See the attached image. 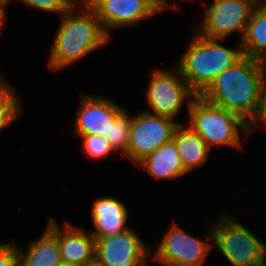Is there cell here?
<instances>
[{"label": "cell", "mask_w": 266, "mask_h": 266, "mask_svg": "<svg viewBox=\"0 0 266 266\" xmlns=\"http://www.w3.org/2000/svg\"><path fill=\"white\" fill-rule=\"evenodd\" d=\"M53 38L47 63L53 70L75 64L111 40L95 11L84 0H77L61 15Z\"/></svg>", "instance_id": "1"}, {"label": "cell", "mask_w": 266, "mask_h": 266, "mask_svg": "<svg viewBox=\"0 0 266 266\" xmlns=\"http://www.w3.org/2000/svg\"><path fill=\"white\" fill-rule=\"evenodd\" d=\"M265 68V62L244 55L220 73L201 96L213 105L235 113L250 125L260 108Z\"/></svg>", "instance_id": "2"}, {"label": "cell", "mask_w": 266, "mask_h": 266, "mask_svg": "<svg viewBox=\"0 0 266 266\" xmlns=\"http://www.w3.org/2000/svg\"><path fill=\"white\" fill-rule=\"evenodd\" d=\"M222 40L226 39L207 38L195 30L191 43L176 63L175 67L197 95L244 56L239 41L237 47L230 49L221 45Z\"/></svg>", "instance_id": "3"}, {"label": "cell", "mask_w": 266, "mask_h": 266, "mask_svg": "<svg viewBox=\"0 0 266 266\" xmlns=\"http://www.w3.org/2000/svg\"><path fill=\"white\" fill-rule=\"evenodd\" d=\"M188 110L189 126L211 149L230 146L241 149V137L250 136L249 124L235 113L213 105L197 95ZM241 132H240V131Z\"/></svg>", "instance_id": "4"}, {"label": "cell", "mask_w": 266, "mask_h": 266, "mask_svg": "<svg viewBox=\"0 0 266 266\" xmlns=\"http://www.w3.org/2000/svg\"><path fill=\"white\" fill-rule=\"evenodd\" d=\"M212 243L231 266H263L266 263V244L228 212L218 221H210Z\"/></svg>", "instance_id": "5"}, {"label": "cell", "mask_w": 266, "mask_h": 266, "mask_svg": "<svg viewBox=\"0 0 266 266\" xmlns=\"http://www.w3.org/2000/svg\"><path fill=\"white\" fill-rule=\"evenodd\" d=\"M149 78L146 102L152 112L145 110L147 113L176 120L184 102L189 109L192 100L197 96L175 66L169 71L155 67Z\"/></svg>", "instance_id": "6"}, {"label": "cell", "mask_w": 266, "mask_h": 266, "mask_svg": "<svg viewBox=\"0 0 266 266\" xmlns=\"http://www.w3.org/2000/svg\"><path fill=\"white\" fill-rule=\"evenodd\" d=\"M207 5L203 22L197 25L195 30L207 38L219 39L240 33V42L258 3L256 0H212V3Z\"/></svg>", "instance_id": "7"}, {"label": "cell", "mask_w": 266, "mask_h": 266, "mask_svg": "<svg viewBox=\"0 0 266 266\" xmlns=\"http://www.w3.org/2000/svg\"><path fill=\"white\" fill-rule=\"evenodd\" d=\"M179 123L182 122L145 111L132 115L129 142L123 156L137 165L164 143L172 140Z\"/></svg>", "instance_id": "8"}, {"label": "cell", "mask_w": 266, "mask_h": 266, "mask_svg": "<svg viewBox=\"0 0 266 266\" xmlns=\"http://www.w3.org/2000/svg\"><path fill=\"white\" fill-rule=\"evenodd\" d=\"M207 231L203 240L187 233L175 222L172 223L162 236V241L157 244V250H154L151 260L178 266H203L212 247L211 228Z\"/></svg>", "instance_id": "9"}, {"label": "cell", "mask_w": 266, "mask_h": 266, "mask_svg": "<svg viewBox=\"0 0 266 266\" xmlns=\"http://www.w3.org/2000/svg\"><path fill=\"white\" fill-rule=\"evenodd\" d=\"M95 238V256L104 266H147L152 254L131 227L121 234ZM152 248V249H151Z\"/></svg>", "instance_id": "10"}, {"label": "cell", "mask_w": 266, "mask_h": 266, "mask_svg": "<svg viewBox=\"0 0 266 266\" xmlns=\"http://www.w3.org/2000/svg\"><path fill=\"white\" fill-rule=\"evenodd\" d=\"M74 119V135L96 134L110 142L111 125L126 111L107 96L81 94Z\"/></svg>", "instance_id": "11"}, {"label": "cell", "mask_w": 266, "mask_h": 266, "mask_svg": "<svg viewBox=\"0 0 266 266\" xmlns=\"http://www.w3.org/2000/svg\"><path fill=\"white\" fill-rule=\"evenodd\" d=\"M96 13L104 30L135 26L160 13L158 0H84Z\"/></svg>", "instance_id": "12"}, {"label": "cell", "mask_w": 266, "mask_h": 266, "mask_svg": "<svg viewBox=\"0 0 266 266\" xmlns=\"http://www.w3.org/2000/svg\"><path fill=\"white\" fill-rule=\"evenodd\" d=\"M91 220L94 230L89 232L94 237H110L129 229L127 226L128 209L116 198L107 196L96 198L91 206Z\"/></svg>", "instance_id": "13"}, {"label": "cell", "mask_w": 266, "mask_h": 266, "mask_svg": "<svg viewBox=\"0 0 266 266\" xmlns=\"http://www.w3.org/2000/svg\"><path fill=\"white\" fill-rule=\"evenodd\" d=\"M19 254V266H62L57 239V222L50 216L45 230L29 247L23 250L16 244Z\"/></svg>", "instance_id": "14"}, {"label": "cell", "mask_w": 266, "mask_h": 266, "mask_svg": "<svg viewBox=\"0 0 266 266\" xmlns=\"http://www.w3.org/2000/svg\"><path fill=\"white\" fill-rule=\"evenodd\" d=\"M57 239L64 265H83L95 256V238L83 227L64 222L63 228L57 224Z\"/></svg>", "instance_id": "15"}, {"label": "cell", "mask_w": 266, "mask_h": 266, "mask_svg": "<svg viewBox=\"0 0 266 266\" xmlns=\"http://www.w3.org/2000/svg\"><path fill=\"white\" fill-rule=\"evenodd\" d=\"M137 167L144 168L149 177L159 180H175L188 174L184 170L173 139L145 157L137 164Z\"/></svg>", "instance_id": "16"}, {"label": "cell", "mask_w": 266, "mask_h": 266, "mask_svg": "<svg viewBox=\"0 0 266 266\" xmlns=\"http://www.w3.org/2000/svg\"><path fill=\"white\" fill-rule=\"evenodd\" d=\"M173 140L187 173L203 167L207 162L211 149L188 124L179 123L174 130Z\"/></svg>", "instance_id": "17"}, {"label": "cell", "mask_w": 266, "mask_h": 266, "mask_svg": "<svg viewBox=\"0 0 266 266\" xmlns=\"http://www.w3.org/2000/svg\"><path fill=\"white\" fill-rule=\"evenodd\" d=\"M243 54L266 63V4H258L240 41Z\"/></svg>", "instance_id": "18"}, {"label": "cell", "mask_w": 266, "mask_h": 266, "mask_svg": "<svg viewBox=\"0 0 266 266\" xmlns=\"http://www.w3.org/2000/svg\"><path fill=\"white\" fill-rule=\"evenodd\" d=\"M15 89L6 80L0 84V132L22 115L21 98Z\"/></svg>", "instance_id": "19"}, {"label": "cell", "mask_w": 266, "mask_h": 266, "mask_svg": "<svg viewBox=\"0 0 266 266\" xmlns=\"http://www.w3.org/2000/svg\"><path fill=\"white\" fill-rule=\"evenodd\" d=\"M132 116L127 110L111 125L110 144L115 151H121L124 154L127 151L129 142Z\"/></svg>", "instance_id": "20"}, {"label": "cell", "mask_w": 266, "mask_h": 266, "mask_svg": "<svg viewBox=\"0 0 266 266\" xmlns=\"http://www.w3.org/2000/svg\"><path fill=\"white\" fill-rule=\"evenodd\" d=\"M83 138V149L87 157L90 159H100L115 152L110 142L103 136L91 135H77Z\"/></svg>", "instance_id": "21"}, {"label": "cell", "mask_w": 266, "mask_h": 266, "mask_svg": "<svg viewBox=\"0 0 266 266\" xmlns=\"http://www.w3.org/2000/svg\"><path fill=\"white\" fill-rule=\"evenodd\" d=\"M25 6L44 11L57 13L60 16L65 13L77 0H20Z\"/></svg>", "instance_id": "22"}, {"label": "cell", "mask_w": 266, "mask_h": 266, "mask_svg": "<svg viewBox=\"0 0 266 266\" xmlns=\"http://www.w3.org/2000/svg\"><path fill=\"white\" fill-rule=\"evenodd\" d=\"M0 266H19V254L14 242L0 243Z\"/></svg>", "instance_id": "23"}, {"label": "cell", "mask_w": 266, "mask_h": 266, "mask_svg": "<svg viewBox=\"0 0 266 266\" xmlns=\"http://www.w3.org/2000/svg\"><path fill=\"white\" fill-rule=\"evenodd\" d=\"M264 122V123H263ZM261 123L264 124L266 129V68L264 70L262 80H261V98H260V108L257 116L253 122L249 125L250 131L256 127H259Z\"/></svg>", "instance_id": "24"}, {"label": "cell", "mask_w": 266, "mask_h": 266, "mask_svg": "<svg viewBox=\"0 0 266 266\" xmlns=\"http://www.w3.org/2000/svg\"><path fill=\"white\" fill-rule=\"evenodd\" d=\"M158 7H159V10H160V12H164L165 10L167 11V10H170V9H176V10H178V6H176V5H170V4H168V2H167V0H158Z\"/></svg>", "instance_id": "25"}, {"label": "cell", "mask_w": 266, "mask_h": 266, "mask_svg": "<svg viewBox=\"0 0 266 266\" xmlns=\"http://www.w3.org/2000/svg\"><path fill=\"white\" fill-rule=\"evenodd\" d=\"M81 266H104L97 258L94 256L92 259L86 261Z\"/></svg>", "instance_id": "26"}, {"label": "cell", "mask_w": 266, "mask_h": 266, "mask_svg": "<svg viewBox=\"0 0 266 266\" xmlns=\"http://www.w3.org/2000/svg\"><path fill=\"white\" fill-rule=\"evenodd\" d=\"M5 18H6L5 11L0 9V32H2V29H4L6 27V24L4 22Z\"/></svg>", "instance_id": "27"}, {"label": "cell", "mask_w": 266, "mask_h": 266, "mask_svg": "<svg viewBox=\"0 0 266 266\" xmlns=\"http://www.w3.org/2000/svg\"><path fill=\"white\" fill-rule=\"evenodd\" d=\"M11 1L14 2V0H0V9L6 11L5 6L8 5Z\"/></svg>", "instance_id": "28"}, {"label": "cell", "mask_w": 266, "mask_h": 266, "mask_svg": "<svg viewBox=\"0 0 266 266\" xmlns=\"http://www.w3.org/2000/svg\"><path fill=\"white\" fill-rule=\"evenodd\" d=\"M161 263L162 266H178V265H174V264H168V263H164V262H159ZM160 265V266H161ZM148 266V265H147Z\"/></svg>", "instance_id": "29"}, {"label": "cell", "mask_w": 266, "mask_h": 266, "mask_svg": "<svg viewBox=\"0 0 266 266\" xmlns=\"http://www.w3.org/2000/svg\"><path fill=\"white\" fill-rule=\"evenodd\" d=\"M4 80H6L5 77L2 75V73H0V84H1Z\"/></svg>", "instance_id": "30"}, {"label": "cell", "mask_w": 266, "mask_h": 266, "mask_svg": "<svg viewBox=\"0 0 266 266\" xmlns=\"http://www.w3.org/2000/svg\"><path fill=\"white\" fill-rule=\"evenodd\" d=\"M258 4H266V0H258Z\"/></svg>", "instance_id": "31"}, {"label": "cell", "mask_w": 266, "mask_h": 266, "mask_svg": "<svg viewBox=\"0 0 266 266\" xmlns=\"http://www.w3.org/2000/svg\"><path fill=\"white\" fill-rule=\"evenodd\" d=\"M62 266H79V265H64V264H63Z\"/></svg>", "instance_id": "32"}]
</instances>
